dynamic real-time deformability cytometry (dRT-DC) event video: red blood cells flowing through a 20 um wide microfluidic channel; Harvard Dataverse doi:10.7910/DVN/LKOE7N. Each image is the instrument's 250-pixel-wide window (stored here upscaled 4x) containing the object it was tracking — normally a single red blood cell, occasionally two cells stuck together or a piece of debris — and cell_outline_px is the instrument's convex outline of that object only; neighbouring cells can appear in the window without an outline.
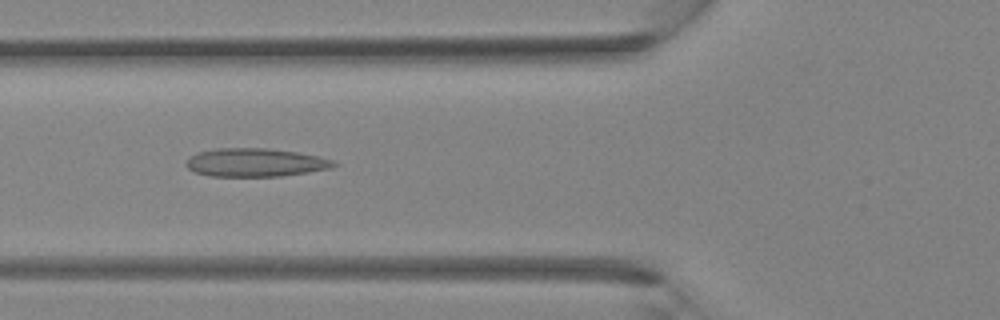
{"species": "Egyptian fruit bat (a non-hibernating species)", "species_latin": "Rousettus aegyptiacus", "temperature_condition": "room temperature", "stored_images_in_passage": 37, "camera_frame_rate_fps": 3000, "um_per_image_px": 0.085, "animal": {"sex": "female"}, "frame": {"image": 1, "passage_image": 14, "time_ms": 4.333, "image_size_px": [1000, 320], "cell_outline_px": [[340, 164], [328, 168], [308, 172], [280, 176], [212, 176], [196, 172], [188, 168], [184, 164], [196, 152], [216, 148], [264, 148], [296, 152], [316, 156], [332, 160]], "centroid_in_image_um": [21.68, 13.81], "position_along_channel_um": 104.1, "area_um2": 24.1}}
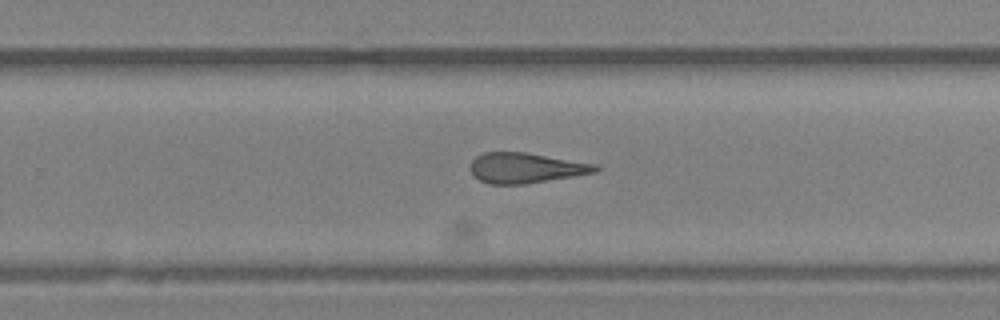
{"frame": {"image": 2, "passage_image": 24, "time_ms": 7.667, "image_size_px": [1000, 320], "cell_outline_px": [[600, 168], [596, 172], [524, 184], [492, 184], [480, 180], [468, 168], [472, 160], [476, 156], [484, 152], [524, 152], [596, 164]], "centroid_in_image_um": [44.66, 14.26], "position_along_channel_um": 285.1, "area_um2": 21.79}}
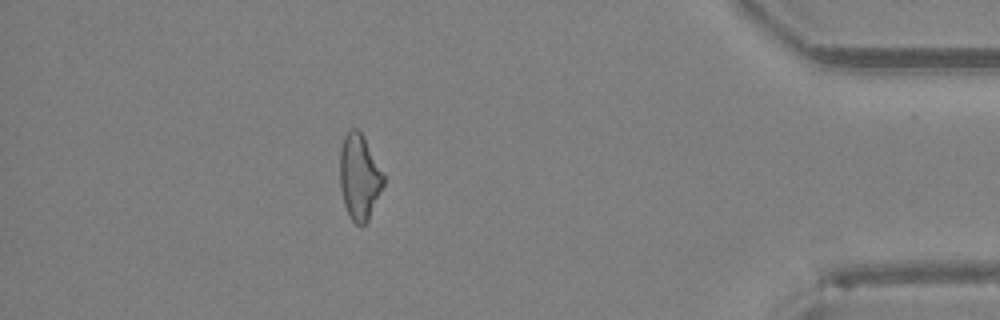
{"frame": {"image": 3, "passage_image": 33, "time_ms": 10.667, "image_size_px": [1000, 320], "cell_outline_px": [[384, 184], [368, 220], [360, 228], [352, 220], [344, 204], [340, 188], [340, 148], [344, 136], [352, 128], [356, 128], [364, 136], [384, 176]], "centroid_in_image_um": [30.53, 15.05], "position_along_channel_um": 404.7, "area_um2": 21.56}}